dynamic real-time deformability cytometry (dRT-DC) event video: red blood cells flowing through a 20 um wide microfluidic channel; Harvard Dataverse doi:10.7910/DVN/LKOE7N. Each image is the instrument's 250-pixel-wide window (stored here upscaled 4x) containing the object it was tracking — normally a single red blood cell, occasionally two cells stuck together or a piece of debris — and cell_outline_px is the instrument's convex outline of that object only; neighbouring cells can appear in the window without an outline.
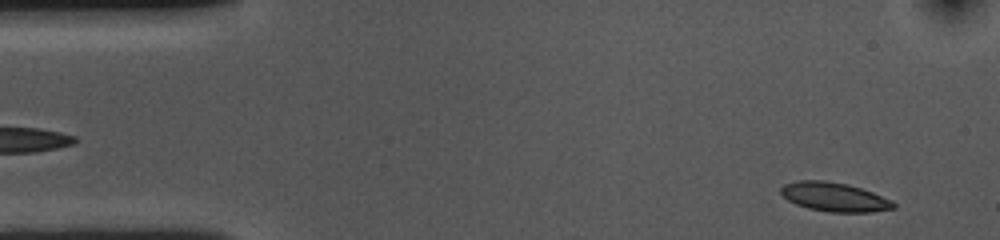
{"species": "common noctule bat (a hibernating species)", "species_latin": "Nyctalus noctula", "temperature_condition": "cold", "stored_images_in_passage": 53, "camera_frame_rate_fps": 3000, "um_per_image_px": 0.085, "animal": {"sex": "female", "body_mass_g": 10.0, "forearm_length_mm": 53.1}, "frame": {"image": 1, "passage_image": 3, "time_ms": 0.667, "image_size_px": [1000, 240], "cell_outline_px": [[896, 208], [872, 212], [828, 212], [808, 208], [796, 204], [788, 200], [780, 192], [780, 188], [784, 184], [800, 180], [824, 180], [848, 184], [872, 192], [892, 200], [896, 204]], "centroid_in_image_um": [70.93, 16.74], "position_along_channel_um": 14.1, "area_um2": 19.07}}
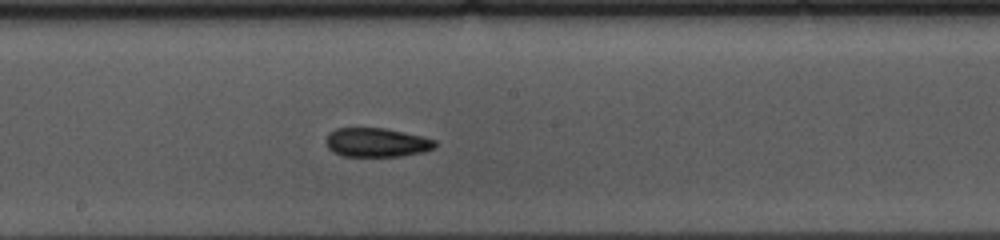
{"frame": {"image": 2, "passage_image": 27, "time_ms": 8.667, "image_size_px": [1000, 240], "cell_outline_px": [[436, 148], [424, 152], [400, 156], [344, 156], [332, 152], [328, 148], [324, 140], [328, 132], [336, 128], [384, 128], [424, 136], [436, 140]], "centroid_in_image_um": [32.01, 12.1], "position_along_channel_um": 216.2, "area_um2": 18.73}}
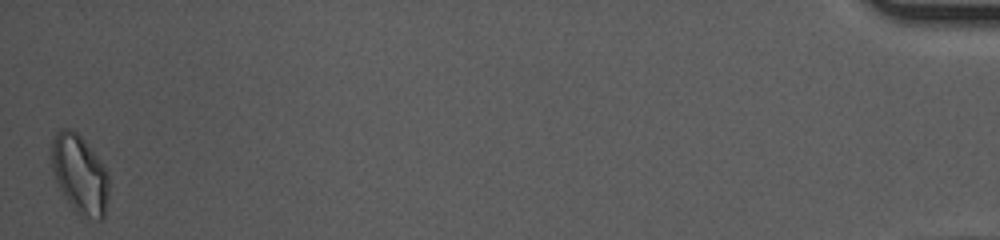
{"frame": {"image": 3, "passage_image": 53, "time_ms": 17.333, "image_size_px": [1000, 240], "cell_outline_px": [[108, 196], [104, 216], [100, 220], [84, 220], [72, 208], [64, 196], [56, 180], [52, 168], [48, 152], [52, 140], [56, 132], [64, 128], [68, 128], [76, 132], [84, 140], [104, 164], [108, 172]], "centroid_in_image_um": [6.76, 14.83], "position_along_channel_um": 428.4, "area_um2": 26.88}, "authors_computed_cell_mechanics": {"area_um2": 19.1896, "velocity_mm_per_s": 3.6016, "shape_relaxation_time_tau1_ms": 4.3663, "shape_relaxation_time_tau2_ms": 5.464, "deformation_change_tau1": 0.1247, "deformation_change_tau2": 0.0924}}